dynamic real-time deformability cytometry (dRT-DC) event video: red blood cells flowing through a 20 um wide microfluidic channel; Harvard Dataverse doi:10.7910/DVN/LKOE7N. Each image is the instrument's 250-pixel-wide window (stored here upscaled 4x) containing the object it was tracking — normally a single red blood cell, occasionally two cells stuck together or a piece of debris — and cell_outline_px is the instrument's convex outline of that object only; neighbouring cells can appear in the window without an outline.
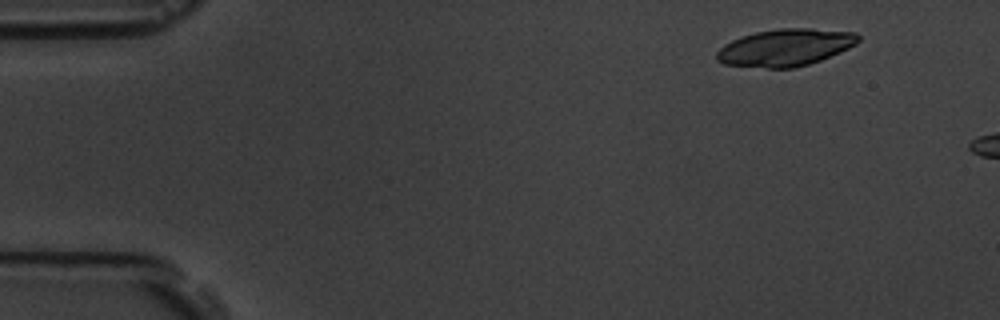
{"species": "common noctule bat (a hibernating species)", "species_latin": "Nyctalus noctula", "temperature_condition": "room temperature", "stored_images_in_passage": 6, "segment_of_instrument_passage": [2, 2], "camera_frame_rate_fps": 3000, "um_per_image_px": 0.085, "animal": {"sex": "male", "body_mass_g": 19.5, "forearm_length_mm": 54.6}, "frame": {"image": 1, "passage_image": 6, "time_ms": 6.333, "image_size_px": [1000, 320], "cell_outline_px": [[860, 40], [856, 44], [840, 52], [820, 60], [808, 64], [792, 68], [768, 68], [724, 64], [716, 60], [716, 52], [724, 44], [732, 40], [756, 32], [780, 28], [812, 28], [856, 32], [860, 36]], "centroid_in_image_um": [66.77, 4.03], "position_along_channel_um": 18.2, "area_um2": 30.58}}